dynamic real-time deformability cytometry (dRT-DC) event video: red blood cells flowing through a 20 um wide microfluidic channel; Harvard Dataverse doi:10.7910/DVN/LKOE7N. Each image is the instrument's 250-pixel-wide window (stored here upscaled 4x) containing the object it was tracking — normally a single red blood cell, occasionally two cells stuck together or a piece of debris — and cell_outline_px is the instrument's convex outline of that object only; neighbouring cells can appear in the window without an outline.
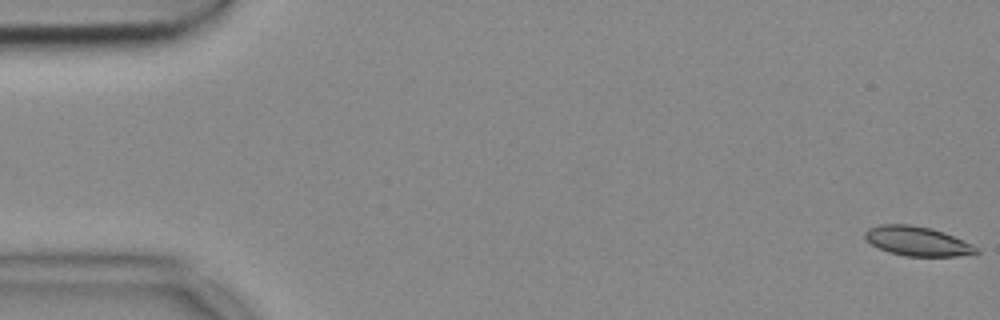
{"species": "common noctule bat (a hibernating species)", "species_latin": "Nyctalus noctula", "temperature_condition": "cold", "stored_images_in_passage": 55, "segment_of_instrument_passage": [1, 2], "camera_frame_rate_fps": 3000, "um_per_image_px": 0.085, "animal": {"sex": "female", "body_mass_g": 18.4}, "frame": {"image": 1, "passage_image": 1, "time_ms": 0.0, "image_size_px": [1000, 320], "cell_outline_px": [[980, 252], [956, 256], [904, 256], [888, 252], [872, 244], [864, 236], [864, 232], [868, 228], [880, 224], [912, 224], [932, 228], [944, 232], [964, 240], [980, 248]], "centroid_in_image_um": [77.99, 20.49], "position_along_channel_um": 7.0, "area_um2": 19.19}}
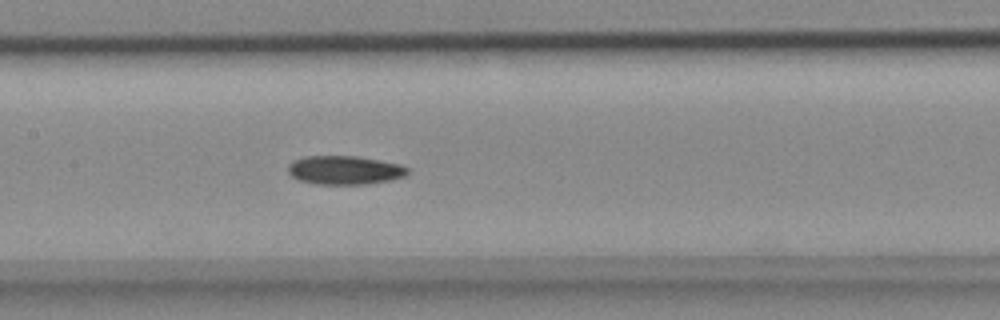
{"frame": {"image": 2, "passage_image": 26, "time_ms": 8.333, "image_size_px": [1000, 320], "cell_outline_px": [[408, 172], [404, 176], [388, 180], [364, 184], [316, 184], [300, 180], [292, 176], [288, 172], [288, 164], [292, 160], [304, 156], [356, 156], [400, 164], [408, 168]], "centroid_in_image_um": [29.25, 14.45], "position_along_channel_um": 178.2, "area_um2": 19.88}}
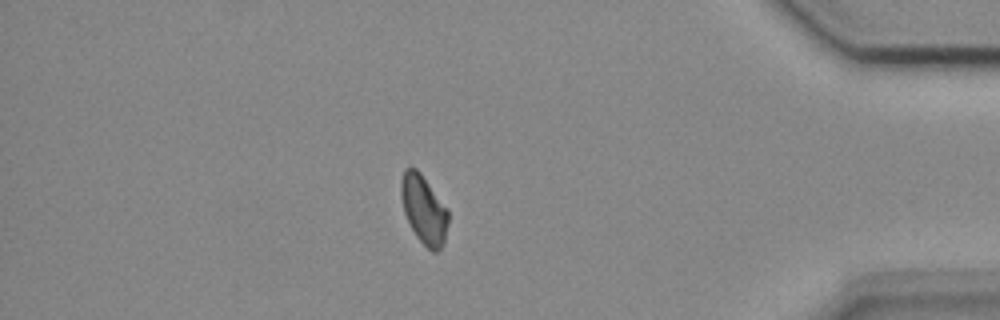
{"frame": {"image": 3, "passage_image": 47, "time_ms": 15.333, "image_size_px": [1000, 320], "cell_outline_px": [[448, 224], [444, 244], [436, 252], [432, 252], [416, 236], [404, 212], [400, 196], [400, 180], [404, 168], [416, 168], [420, 172], [448, 208]], "centroid_in_image_um": [36.02, 17.79], "position_along_channel_um": 399.2, "area_um2": 18.96}}